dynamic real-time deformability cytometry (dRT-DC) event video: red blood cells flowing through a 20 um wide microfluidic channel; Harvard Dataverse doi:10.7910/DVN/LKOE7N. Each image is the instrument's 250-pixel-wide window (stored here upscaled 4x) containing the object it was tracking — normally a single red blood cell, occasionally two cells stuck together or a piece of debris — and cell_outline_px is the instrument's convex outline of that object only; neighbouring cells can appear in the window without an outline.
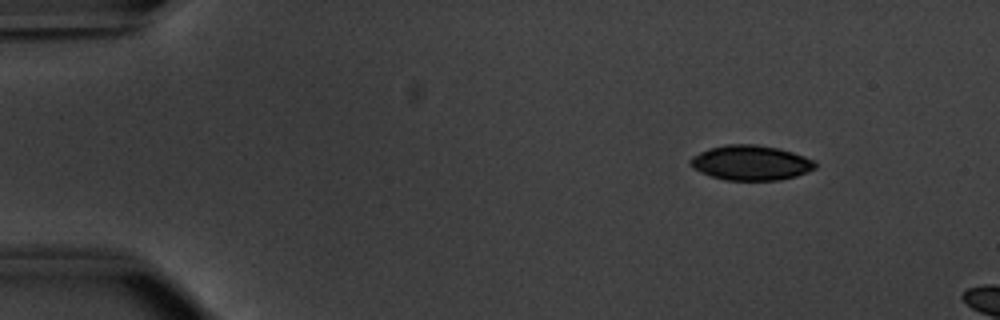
{"species": "common noctule bat (a hibernating species)", "species_latin": "Nyctalus noctula", "temperature_condition": "warm", "stored_images_in_passage": 6, "camera_frame_rate_fps": 3000, "um_per_image_px": 0.085, "animal": {"sex": "male", "body_mass_g": 20.1, "forearm_length_mm": 53.5}, "frame": {"image": 1, "passage_image": 1, "time_ms": 0.0, "image_size_px": [1000, 320], "cell_outline_px": [[816, 168], [796, 176], [780, 180], [724, 180], [700, 172], [692, 168], [688, 164], [688, 160], [692, 156], [708, 148], [728, 144], [756, 144], [776, 148], [792, 152], [816, 160]], "centroid_in_image_um": [63.79, 13.83], "position_along_channel_um": 21.2, "area_um2": 25.55}}